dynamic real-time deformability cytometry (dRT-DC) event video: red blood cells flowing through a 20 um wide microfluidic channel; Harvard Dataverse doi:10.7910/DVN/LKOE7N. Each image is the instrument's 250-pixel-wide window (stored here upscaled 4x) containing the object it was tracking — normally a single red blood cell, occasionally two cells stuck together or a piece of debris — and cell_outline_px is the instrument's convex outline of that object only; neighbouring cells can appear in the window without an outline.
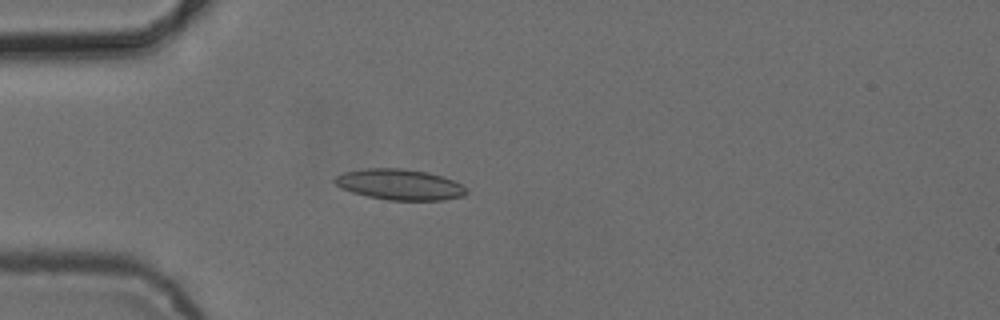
{"species": "common noctule bat (a hibernating species)", "species_latin": "Nyctalus noctula", "temperature_condition": "cold", "stored_images_in_passage": 4, "camera_frame_rate_fps": 3000, "um_per_image_px": 0.085, "animal": {"sex": "female", "body_mass_g": 24.6, "forearm_length_mm": 56.2}, "frame": {"image": 1, "passage_image": 4, "time_ms": 3.667, "image_size_px": [1000, 320], "cell_outline_px": [[468, 192], [464, 196], [444, 200], [388, 200], [368, 196], [352, 192], [340, 188], [332, 180], [336, 176], [344, 172], [368, 168], [404, 168], [428, 172], [444, 176], [468, 188]], "centroid_in_image_um": [33.99, 15.68], "position_along_channel_um": 51.0, "area_um2": 23.76}}